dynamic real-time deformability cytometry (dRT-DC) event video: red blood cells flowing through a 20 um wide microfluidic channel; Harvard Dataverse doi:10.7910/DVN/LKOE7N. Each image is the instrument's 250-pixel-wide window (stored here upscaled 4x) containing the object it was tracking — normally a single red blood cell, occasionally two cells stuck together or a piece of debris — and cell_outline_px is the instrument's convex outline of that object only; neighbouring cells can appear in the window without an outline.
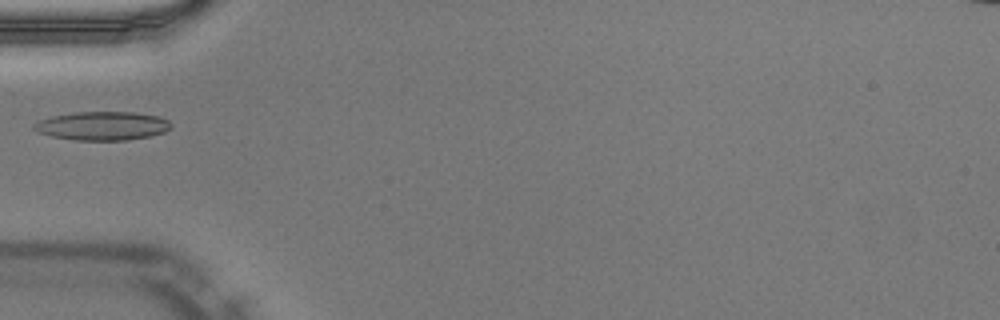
{"species": "Egyptian fruit bat (a non-hibernating species)", "species_latin": "Rousettus aegyptiacus", "temperature_condition": "warm", "stored_images_in_passage": 34, "camera_frame_rate_fps": 3000, "um_per_image_px": 0.085, "animal": {"sex": "male"}, "frame": {"image": 1, "passage_image": 1, "time_ms": 0.0, "image_size_px": [1000, 320], "cell_outline_px": [[172, 128], [164, 132], [148, 136], [128, 140], [76, 140], [52, 136], [36, 132], [32, 128], [32, 124], [40, 120], [52, 116], [76, 112], [136, 112], [160, 116], [168, 120], [172, 124]], "centroid_in_image_um": [8.71, 10.69], "position_along_channel_um": 76.3, "area_um2": 23.0}}
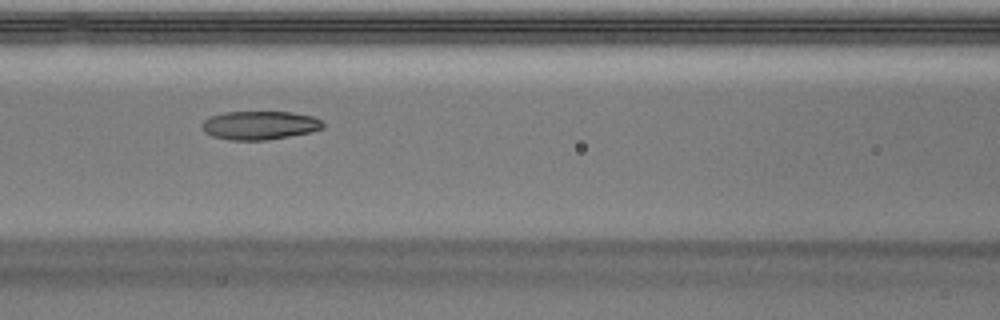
{"frame": {"image": 2, "passage_image": 6, "time_ms": 1.667, "image_size_px": [1000, 320], "cell_outline_px": [[324, 128], [308, 132], [288, 136], [264, 140], [228, 140], [212, 136], [204, 132], [200, 128], [200, 124], [204, 120], [212, 116], [224, 112], [292, 112], [312, 116], [320, 120], [324, 124]], "centroid_in_image_um": [22.02, 10.65], "position_along_channel_um": 144.6, "area_um2": 20.11}}